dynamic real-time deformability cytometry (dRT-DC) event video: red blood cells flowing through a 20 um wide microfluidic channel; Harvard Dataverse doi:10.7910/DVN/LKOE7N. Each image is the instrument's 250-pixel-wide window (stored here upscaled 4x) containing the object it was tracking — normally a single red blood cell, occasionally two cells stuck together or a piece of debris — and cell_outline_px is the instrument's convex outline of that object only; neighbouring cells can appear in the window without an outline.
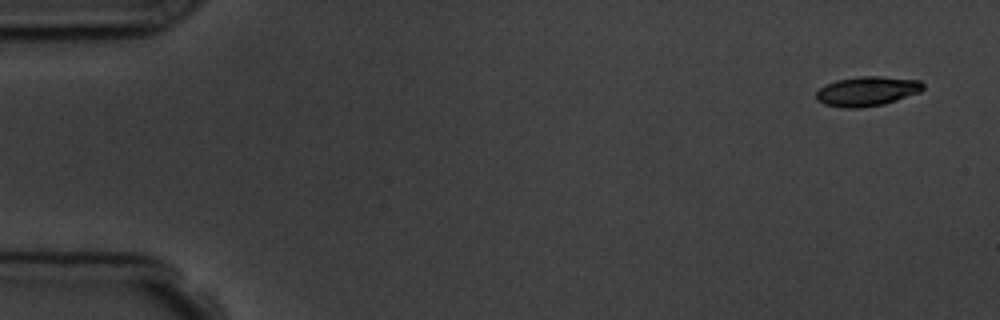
{"species": "common noctule bat (a hibernating species)", "species_latin": "Nyctalus noctula", "temperature_condition": "room temperature", "stored_images_in_passage": 6, "segment_of_instrument_passage": [1, 2], "camera_frame_rate_fps": 3000, "um_per_image_px": 0.085, "animal": {"sex": "male", "body_mass_g": 19.5, "forearm_length_mm": 54.6}, "frame": {"image": 1, "passage_image": 1, "time_ms": 0.0, "image_size_px": [1000, 320], "cell_outline_px": [[924, 88], [920, 92], [884, 104], [856, 108], [844, 108], [824, 104], [816, 100], [816, 92], [820, 88], [836, 80], [860, 76], [876, 76], [920, 80], [924, 84]], "centroid_in_image_um": [73.7, 7.75], "position_along_channel_um": 11.3, "area_um2": 18.32}}
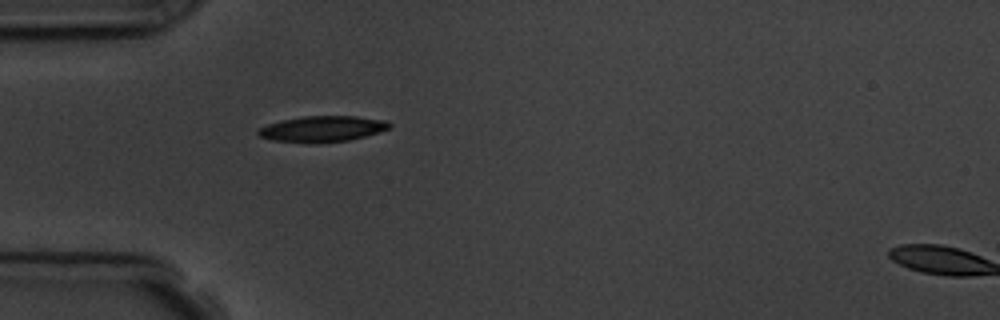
{"frame": {"image": 2, "passage_image": 5, "time_ms": 4.667, "image_size_px": [1000, 320], "cell_outline_px": [[392, 124], [388, 128], [364, 136], [348, 140], [316, 144], [312, 144], [272, 140], [260, 136], [256, 132], [260, 128], [268, 124], [284, 120], [304, 116], [356, 116], [384, 120]], "centroid_in_image_um": [27.37, 10.97], "position_along_channel_um": 57.6, "area_um2": 19.65}}